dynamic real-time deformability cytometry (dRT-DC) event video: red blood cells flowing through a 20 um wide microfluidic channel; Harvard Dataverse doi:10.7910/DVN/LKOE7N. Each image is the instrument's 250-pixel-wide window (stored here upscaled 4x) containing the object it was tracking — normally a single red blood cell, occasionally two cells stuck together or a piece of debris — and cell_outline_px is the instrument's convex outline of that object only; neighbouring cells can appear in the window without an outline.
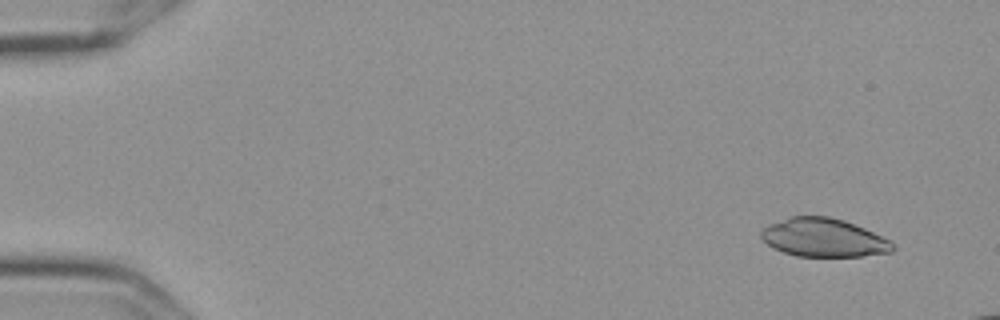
{"species": "Egyptian fruit bat (a non-hibernating species)", "species_latin": "Rousettus aegyptiacus", "temperature_condition": "cold", "stored_images_in_passage": 16, "camera_frame_rate_fps": 3000, "um_per_image_px": 0.085, "frame": {"image": 1, "passage_image": 5, "time_ms": 1.333, "image_size_px": [1000, 320], "cell_outline_px": [[896, 248], [892, 252], [860, 256], [796, 256], [784, 252], [768, 244], [760, 236], [760, 228], [768, 224], [792, 216], [828, 216], [844, 220], [864, 228], [892, 240]], "centroid_in_image_um": [70.03, 20.19], "position_along_channel_um": 15.0, "area_um2": 29.54}}